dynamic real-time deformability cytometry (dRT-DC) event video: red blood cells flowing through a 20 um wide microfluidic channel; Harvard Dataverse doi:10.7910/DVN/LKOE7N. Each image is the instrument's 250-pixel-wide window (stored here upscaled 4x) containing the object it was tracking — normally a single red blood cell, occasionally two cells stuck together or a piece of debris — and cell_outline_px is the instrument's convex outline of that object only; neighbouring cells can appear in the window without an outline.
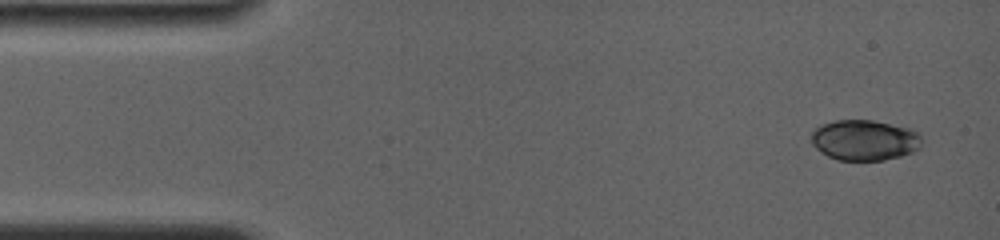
{"species": "common noctule bat (a hibernating species)", "species_latin": "Nyctalus noctula", "temperature_condition": "room temperature", "stored_images_in_passage": 5, "camera_frame_rate_fps": 4000, "um_per_image_px": 0.085, "animal": {"sex": "female", "body_mass_g": 19.0, "forearm_length_mm": 56.7}, "frame": {"image": 1, "passage_image": 1, "time_ms": 0.0, "image_size_px": [1000, 240], "cell_outline_px": [[920, 148], [912, 152], [900, 156], [884, 160], [836, 160], [828, 156], [816, 148], [812, 144], [812, 132], [820, 124], [836, 120], [872, 120], [912, 128], [920, 132]], "centroid_in_image_um": [73.5, 11.9], "position_along_channel_um": 11.5, "area_um2": 26.24}}
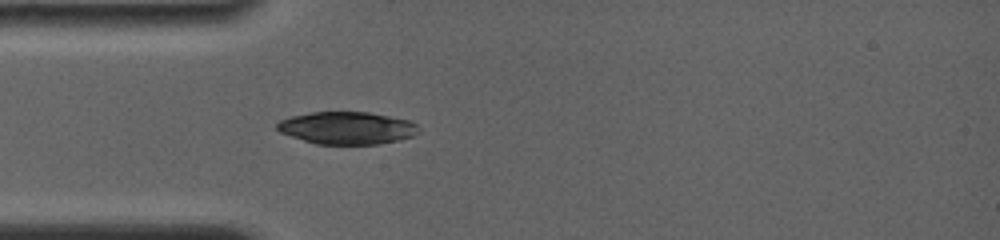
{"frame": {"image": 2, "passage_image": 5, "time_ms": 3.75, "image_size_px": [1000, 240], "cell_outline_px": [[420, 132], [412, 136], [380, 144], [316, 144], [280, 132], [276, 128], [276, 124], [280, 120], [292, 116], [312, 112], [368, 112], [408, 120], [416, 124]], "centroid_in_image_um": [29.49, 10.88], "position_along_channel_um": 55.5, "area_um2": 26.53}}